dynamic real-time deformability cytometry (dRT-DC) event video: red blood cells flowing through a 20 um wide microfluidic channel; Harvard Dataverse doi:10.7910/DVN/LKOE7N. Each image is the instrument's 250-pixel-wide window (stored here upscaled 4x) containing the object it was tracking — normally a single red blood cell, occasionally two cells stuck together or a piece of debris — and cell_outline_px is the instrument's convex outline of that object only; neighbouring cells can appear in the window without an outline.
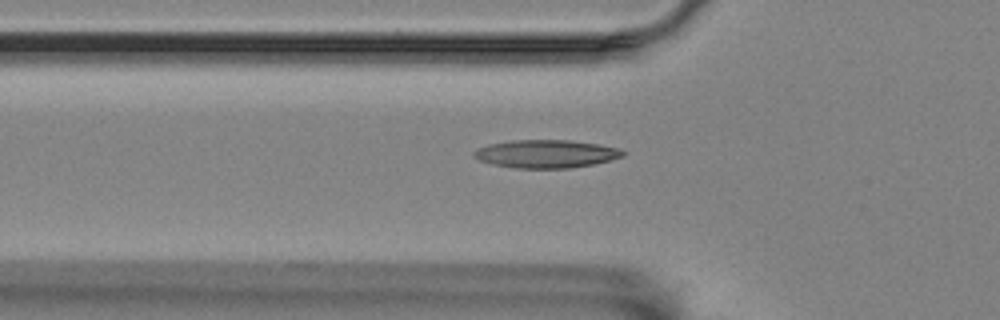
{"species": "Egyptian fruit bat (a non-hibernating species)", "species_latin": "Rousettus aegyptiacus", "temperature_condition": "room temperature", "stored_images_in_passage": 43, "camera_frame_rate_fps": 3000, "um_per_image_px": 0.085, "animal": {"sex": "female"}, "frame": {"image": 1, "passage_image": 8, "time_ms": 2.333, "image_size_px": [1000, 320], "cell_outline_px": [[624, 156], [592, 164], [568, 168], [516, 168], [496, 164], [480, 160], [472, 156], [472, 152], [488, 144], [508, 140], [568, 140], [596, 144], [616, 148], [624, 152]], "centroid_in_image_um": [46.37, 13.07], "position_along_channel_um": 79.4, "area_um2": 23.93}}
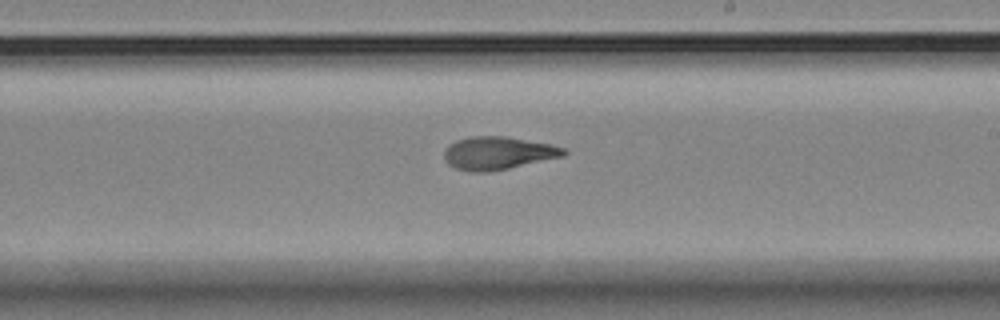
{"frame": {"image": 2, "passage_image": 22, "time_ms": 7.0, "image_size_px": [1000, 320], "cell_outline_px": [[568, 152], [564, 156], [508, 168], [488, 172], [468, 172], [456, 168], [448, 164], [444, 160], [444, 152], [448, 144], [456, 140], [472, 136], [504, 136], [548, 144], [564, 148]], "centroid_in_image_um": [42.28, 13.02], "position_along_channel_um": 246.7, "area_um2": 22.83}}
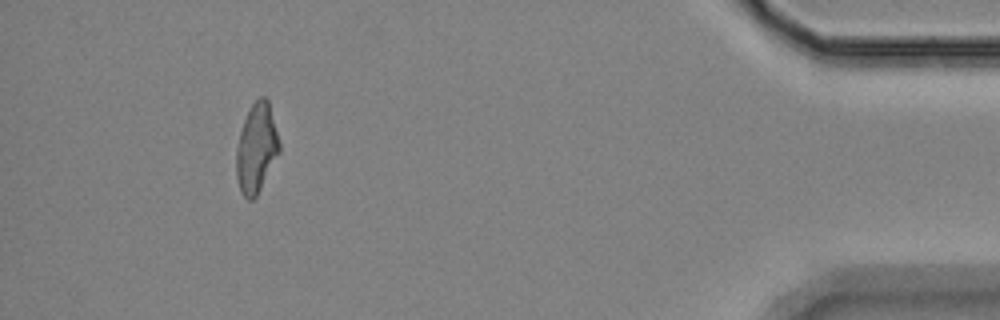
{"frame": {"image": 3, "passage_image": 41, "time_ms": 13.333, "image_size_px": [1000, 320], "cell_outline_px": [[280, 152], [256, 196], [252, 200], [248, 200], [240, 192], [236, 176], [236, 148], [240, 132], [244, 120], [252, 104], [260, 96], [264, 96], [268, 100], [280, 144]], "centroid_in_image_um": [21.79, 12.61], "position_along_channel_um": 413.4, "area_um2": 22.2}, "authors_computed_cell_mechanics": {"area_um2": 22.7732, "velocity_mm_per_s": 3.5631, "shape_relaxation_time_tau1_ms": 8.2346, "shape_relaxation_time_tau2_ms": 2.8612, "deformation_change_tau1": 0.2162, "deformation_change_tau2": 0.0959}}